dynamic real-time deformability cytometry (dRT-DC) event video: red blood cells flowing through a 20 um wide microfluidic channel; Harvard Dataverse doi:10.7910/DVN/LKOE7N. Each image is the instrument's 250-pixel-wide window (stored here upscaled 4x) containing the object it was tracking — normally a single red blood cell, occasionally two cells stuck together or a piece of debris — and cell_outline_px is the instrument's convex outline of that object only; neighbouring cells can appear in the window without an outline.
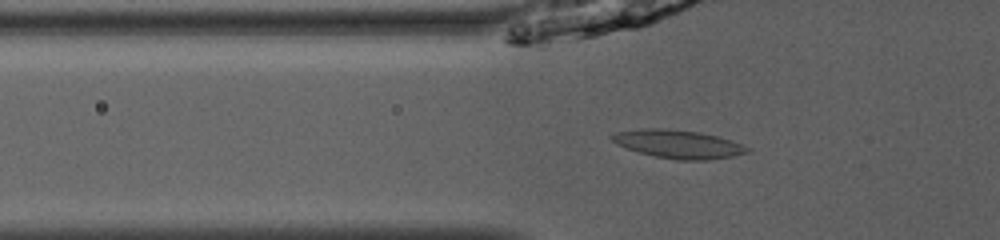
{"species": "common noctule bat (a hibernating species)", "species_latin": "Nyctalus noctula", "temperature_condition": "room temperature", "stored_images_in_passage": 48, "camera_frame_rate_fps": 3000, "um_per_image_px": 0.085, "animal": {"sex": "male", "body_mass_g": 13.0, "forearm_length_mm": 53.1}, "frame": {"image": 1, "passage_image": 16, "time_ms": 5.0, "image_size_px": [1000, 240], "cell_outline_px": [[752, 152], [732, 156], [708, 160], [676, 160], [656, 156], [640, 152], [616, 144], [608, 136], [616, 132], [644, 128], [664, 128], [700, 132], [732, 140], [752, 148]], "centroid_in_image_um": [57.7, 12.24], "position_along_channel_um": 68.1, "area_um2": 22.43}}
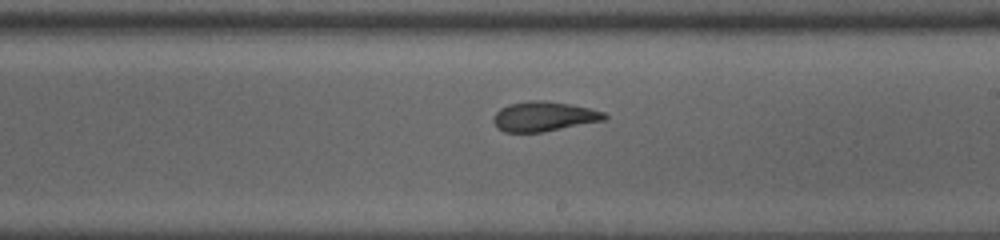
{"frame": {"image": 2, "passage_image": 29, "time_ms": 9.333, "image_size_px": [1000, 240], "cell_outline_px": [[608, 116], [604, 120], [540, 132], [504, 132], [496, 128], [492, 120], [496, 112], [500, 108], [508, 104], [528, 100], [544, 100], [568, 104], [588, 108], [604, 112]], "centroid_in_image_um": [46.16, 9.89], "position_along_channel_um": 242.8, "area_um2": 19.13}}
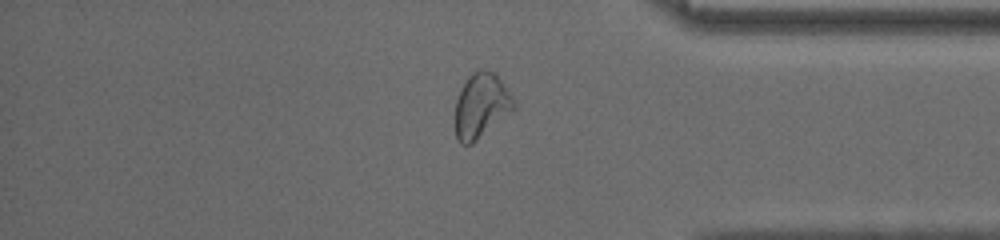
{"frame": {"image": 3, "passage_image": 41, "time_ms": 13.333, "image_size_px": [1000, 240], "cell_outline_px": [[516, 108], [472, 144], [460, 144], [456, 140], [456, 100], [468, 76], [476, 68], [480, 68], [496, 72], [516, 100]], "centroid_in_image_um": [40.94, 8.95], "position_along_channel_um": 394.3, "area_um2": 22.37}, "authors_computed_cell_mechanics": {"area_um2": 20.5479, "velocity_mm_per_s": 4.0549, "shape_relaxation_time_tau1_ms": null, "shape_relaxation_time_tau2_ms": 1.4352, "deformation_change_tau1": null, "deformation_change_tau2": 0.0715}}